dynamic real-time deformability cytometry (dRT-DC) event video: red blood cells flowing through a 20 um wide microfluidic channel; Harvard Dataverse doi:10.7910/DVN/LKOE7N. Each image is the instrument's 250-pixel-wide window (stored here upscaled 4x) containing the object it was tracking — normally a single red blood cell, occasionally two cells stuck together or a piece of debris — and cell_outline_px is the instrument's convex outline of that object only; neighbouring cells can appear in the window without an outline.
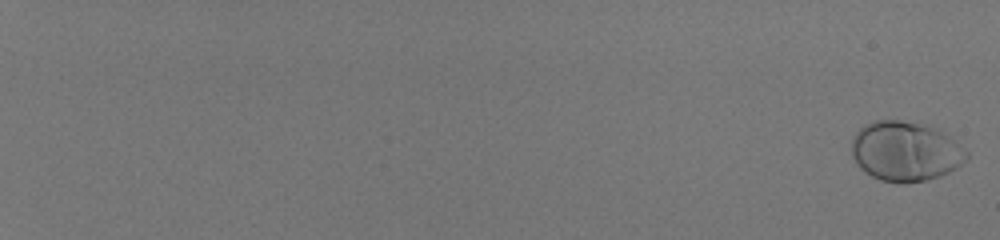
{"species": "human", "species_latin": "Homo sapiens", "temperature_condition": "room temperature", "stored_images_in_passage": 57, "camera_frame_rate_fps": 3000, "um_per_image_px": 0.085, "donor": {"sex": "male"}, "frame": {"image": 1, "passage_image": 1, "time_ms": 0.0, "image_size_px": [1000, 240], "cell_outline_px": [[968, 156], [956, 168], [940, 176], [924, 180], [904, 184], [880, 180], [872, 176], [860, 168], [856, 164], [852, 156], [852, 136], [864, 124], [876, 120], [900, 120], [928, 124], [940, 128], [968, 152]], "centroid_in_image_um": [76.95, 12.84], "position_along_channel_um": 8.1, "area_um2": 40.4}}
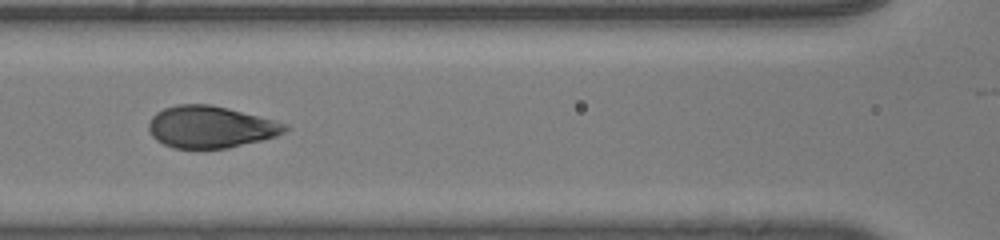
{"frame": {"image": 2, "passage_image": 33, "time_ms": 10.667, "image_size_px": [1000, 240], "cell_outline_px": [[288, 128], [284, 132], [276, 136], [260, 140], [224, 148], [172, 148], [156, 140], [152, 136], [148, 128], [148, 124], [152, 116], [156, 112], [164, 108], [176, 104], [208, 104], [228, 108], [288, 124]], "centroid_in_image_um": [17.85, 10.78], "position_along_channel_um": 148.7, "area_um2": 33.0}}
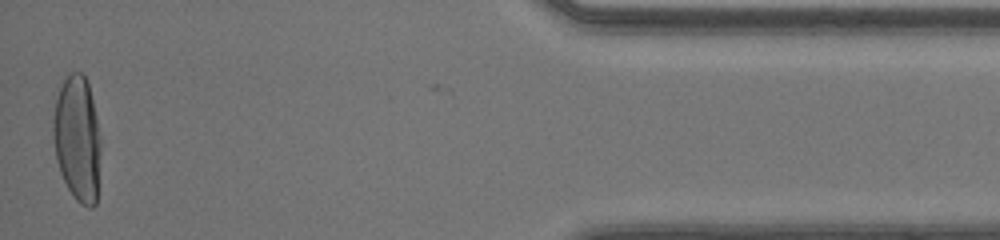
{"frame": {"image": 3, "passage_image": 57, "time_ms": 18.667, "image_size_px": [1000, 240], "cell_outline_px": [[100, 152], [96, 204], [92, 208], [88, 208], [80, 204], [72, 196], [60, 172], [56, 160], [52, 136], [52, 116], [56, 100], [60, 88], [68, 72], [84, 72], [88, 84], [96, 116], [100, 140]], "centroid_in_image_um": [6.55, 11.79], "position_along_channel_um": 428.6, "area_um2": 35.08}, "authors_computed_cell_mechanics": {"area_um2": 35.0268, "velocity_mm_per_s": 4.1163, "shape_relaxation_time_tau1_ms": 2.9672, "shape_relaxation_time_tau2_ms": null, "deformation_change_tau1": 0.1973, "deformation_change_tau2": null}}